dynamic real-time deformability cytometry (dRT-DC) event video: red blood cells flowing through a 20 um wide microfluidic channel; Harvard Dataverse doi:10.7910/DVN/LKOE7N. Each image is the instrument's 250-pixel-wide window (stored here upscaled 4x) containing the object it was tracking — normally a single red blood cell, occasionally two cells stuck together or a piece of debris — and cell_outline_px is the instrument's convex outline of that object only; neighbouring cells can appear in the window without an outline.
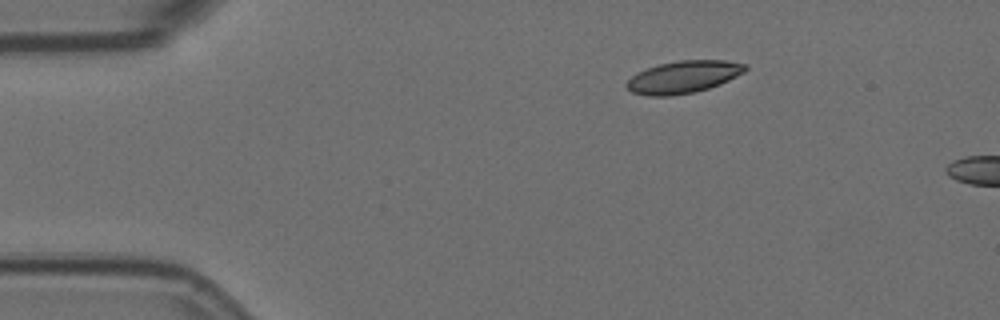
{"species": "Egyptian fruit bat (a non-hibernating species)", "species_latin": "Rousettus aegyptiacus", "temperature_condition": "room temperature", "stored_images_in_passage": 3, "camera_frame_rate_fps": 3000, "um_per_image_px": 0.085, "animal": {"sex": "female"}, "frame": {"image": 1, "passage_image": 1, "time_ms": 0.0, "image_size_px": [1000, 320], "cell_outline_px": [[748, 68], [744, 72], [720, 84], [696, 92], [672, 96], [648, 96], [632, 92], [624, 84], [636, 72], [660, 64], [680, 60], [724, 60], [748, 64]], "centroid_in_image_um": [58.09, 6.54], "position_along_channel_um": 26.9, "area_um2": 22.37}}